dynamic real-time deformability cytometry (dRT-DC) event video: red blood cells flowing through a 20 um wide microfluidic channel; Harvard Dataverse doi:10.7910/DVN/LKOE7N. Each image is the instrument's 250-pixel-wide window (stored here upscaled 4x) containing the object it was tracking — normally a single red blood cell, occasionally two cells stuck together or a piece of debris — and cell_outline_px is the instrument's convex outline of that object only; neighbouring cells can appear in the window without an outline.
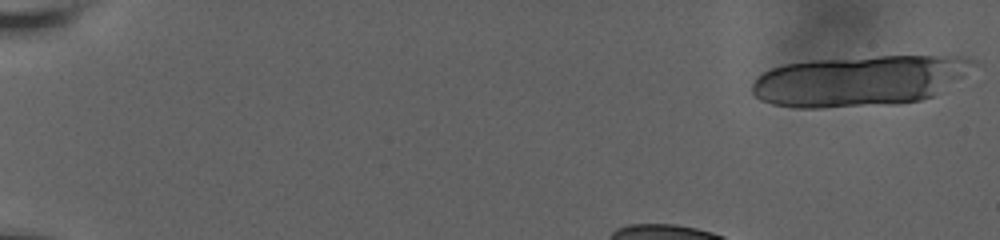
{"species": "human", "species_latin": "Homo sapiens", "temperature_condition": "room temperature", "stored_images_in_passage": 41, "camera_frame_rate_fps": 3000, "um_per_image_px": 0.085, "donor": {"sex": "male"}, "frame": {"image": 1, "passage_image": 1, "time_ms": 0.0, "image_size_px": [1000, 240], "cell_outline_px": [[976, 64], [964, 76], [932, 96], [920, 100], [900, 104], [820, 108], [796, 108], [772, 104], [760, 100], [752, 92], [752, 84], [756, 76], [772, 68], [784, 64], [816, 60], [876, 56], [964, 56], [976, 60]], "centroid_in_image_um": [73.04, 6.87], "position_along_channel_um": 12.0, "area_um2": 65.49}}
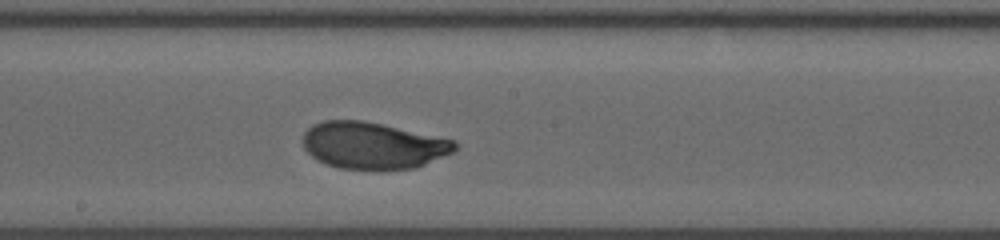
{"frame": {"image": 2, "passage_image": 26, "time_ms": 8.333, "image_size_px": [1000, 240], "cell_outline_px": [[460, 144], [452, 152], [416, 168], [340, 168], [324, 164], [316, 160], [304, 148], [304, 132], [312, 124], [324, 120], [364, 120], [456, 140]], "centroid_in_image_um": [31.7, 12.34], "position_along_channel_um": 216.5, "area_um2": 41.15}}
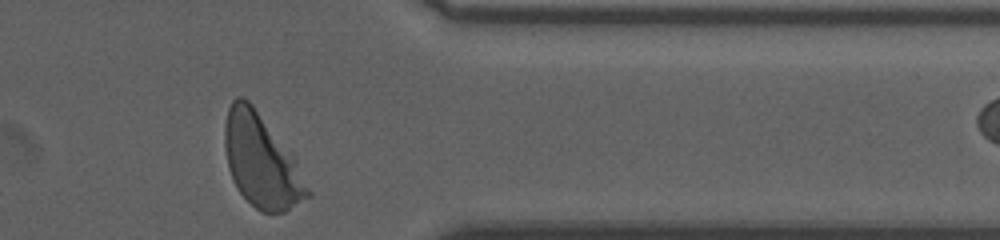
{"frame": {"image": 3, "passage_image": 41, "time_ms": 13.333, "image_size_px": [1000, 240], "cell_outline_px": [[312, 196], [284, 212], [260, 212], [236, 188], [232, 180], [228, 168], [224, 144], [224, 124], [228, 108], [232, 100], [236, 96], [240, 96], [248, 100], [252, 104], [296, 160], [312, 192]], "centroid_in_image_um": [22.21, 13.7], "position_along_channel_um": 389.2, "area_um2": 44.68}, "authors_computed_cell_mechanics": {"area_um2": 41.8472, "velocity_mm_per_s": 3.6305, "shape_relaxation_time_tau1_ms": 3.5702, "shape_relaxation_time_tau2_ms": null, "deformation_change_tau1": 0.1805, "deformation_change_tau2": null}}